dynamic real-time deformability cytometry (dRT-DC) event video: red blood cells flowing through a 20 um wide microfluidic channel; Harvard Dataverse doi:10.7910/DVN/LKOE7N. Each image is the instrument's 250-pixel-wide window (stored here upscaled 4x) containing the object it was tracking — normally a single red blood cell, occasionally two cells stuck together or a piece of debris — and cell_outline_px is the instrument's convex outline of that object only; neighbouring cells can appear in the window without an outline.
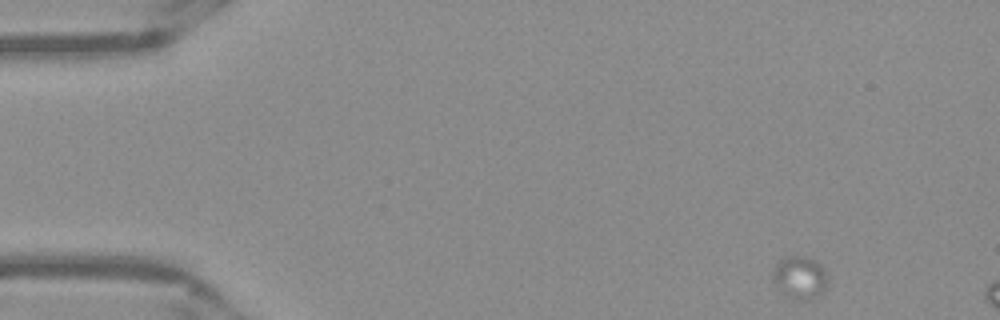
{"species": "Egyptian fruit bat (a non-hibernating species)", "species_latin": "Rousettus aegyptiacus", "temperature_condition": "warm", "stored_images_in_passage": 7, "camera_frame_rate_fps": 3000, "um_per_image_px": 0.085, "frame": {"image": 1, "passage_image": 1, "time_ms": 0.0, "image_size_px": [1000, 320], "cell_outline_px": [[828, 284], [824, 292], [820, 296], [808, 300], [800, 300], [788, 296], [772, 280], [772, 272], [776, 264], [784, 256], [804, 256], [820, 264], [824, 268], [828, 276]], "centroid_in_image_um": [68.03, 23.59], "position_along_channel_um": 17.0, "area_um2": 13.76}}